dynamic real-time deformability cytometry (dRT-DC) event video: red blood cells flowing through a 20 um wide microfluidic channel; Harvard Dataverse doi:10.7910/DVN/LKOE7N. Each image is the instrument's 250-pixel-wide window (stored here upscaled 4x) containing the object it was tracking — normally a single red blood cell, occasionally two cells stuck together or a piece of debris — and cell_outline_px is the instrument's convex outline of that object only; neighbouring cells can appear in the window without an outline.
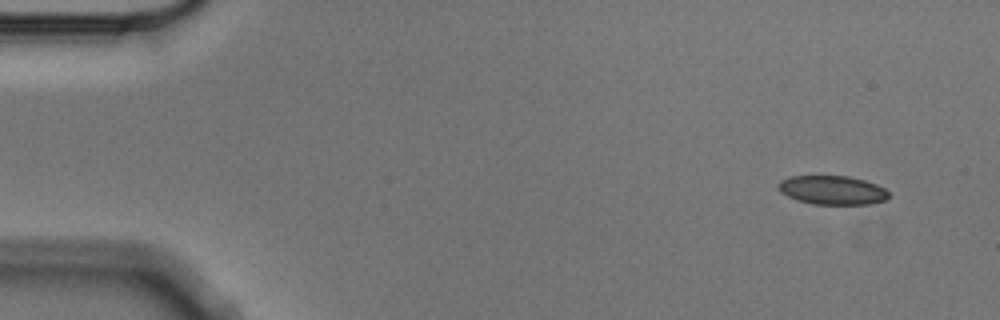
{"species": "Egyptian fruit bat (a non-hibernating species)", "species_latin": "Rousettus aegyptiacus", "temperature_condition": "cold", "stored_images_in_passage": 6, "camera_frame_rate_fps": 3000, "um_per_image_px": 0.085, "animal": {"sex": "male"}, "frame": {"image": 1, "passage_image": 6, "time_ms": 1.667, "image_size_px": [1000, 320], "cell_outline_px": [[888, 196], [884, 200], [868, 204], [812, 204], [796, 200], [780, 192], [776, 188], [776, 184], [780, 180], [792, 176], [848, 176], [864, 180], [876, 184], [884, 188], [888, 192]], "centroid_in_image_um": [70.69, 16.16], "position_along_channel_um": 14.3, "area_um2": 18.61}}